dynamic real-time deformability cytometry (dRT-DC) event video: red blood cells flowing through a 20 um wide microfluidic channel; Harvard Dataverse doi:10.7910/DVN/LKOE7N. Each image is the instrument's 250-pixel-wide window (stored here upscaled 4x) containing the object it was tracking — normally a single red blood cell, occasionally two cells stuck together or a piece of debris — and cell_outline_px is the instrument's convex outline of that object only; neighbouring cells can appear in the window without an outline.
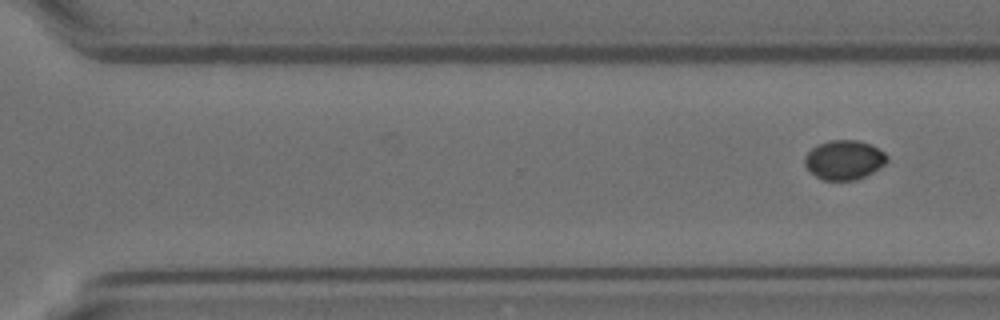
{"species": "Egyptian fruit bat (a non-hibernating species)", "species_latin": "Rousettus aegyptiacus", "temperature_condition": "room temperature", "stored_images_in_passage": 13, "segment_of_instrument_passage": [2, 2], "camera_frame_rate_fps": 3000, "um_per_image_px": 0.085, "animal": {"sex": "female"}, "frame": {"image": 1, "passage_image": 13, "time_ms": 4.0, "image_size_px": [1000, 320], "cell_outline_px": [[888, 160], [880, 168], [856, 180], [824, 180], [816, 176], [804, 164], [804, 156], [816, 144], [828, 140], [856, 140], [872, 144], [884, 152], [888, 156]], "centroid_in_image_um": [71.76, 13.57], "position_along_channel_um": 298.8, "area_um2": 18.96}}